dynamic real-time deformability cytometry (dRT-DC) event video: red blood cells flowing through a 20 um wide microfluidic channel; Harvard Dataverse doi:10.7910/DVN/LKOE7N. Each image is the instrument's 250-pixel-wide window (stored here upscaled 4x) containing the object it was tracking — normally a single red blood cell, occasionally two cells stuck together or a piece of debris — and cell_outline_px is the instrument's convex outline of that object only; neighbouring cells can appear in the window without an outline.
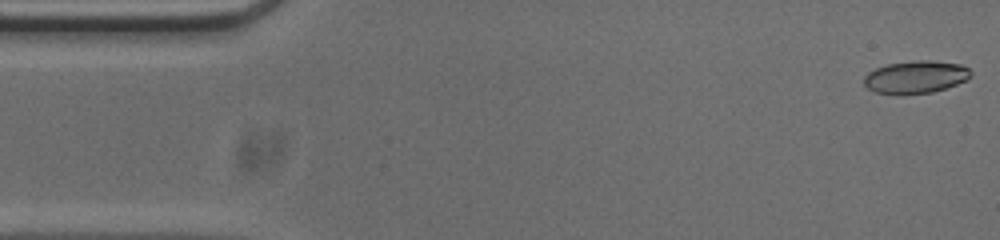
{"species": "common noctule bat (a hibernating species)", "species_latin": "Nyctalus noctula", "temperature_condition": "cold", "stored_images_in_passage": 52, "camera_frame_rate_fps": 3000, "um_per_image_px": 0.085, "animal": {"sex": "male", "body_mass_g": 20.0, "forearm_length_mm": 53.3}, "frame": {"image": 1, "passage_image": 1, "time_ms": 0.0, "image_size_px": [1000, 240], "cell_outline_px": [[972, 76], [968, 80], [932, 92], [876, 92], [868, 88], [864, 84], [864, 76], [868, 72], [876, 68], [888, 64], [916, 60], [928, 60], [960, 64], [968, 68], [972, 72]], "centroid_in_image_um": [77.87, 6.51], "position_along_channel_um": 7.1, "area_um2": 19.71}}
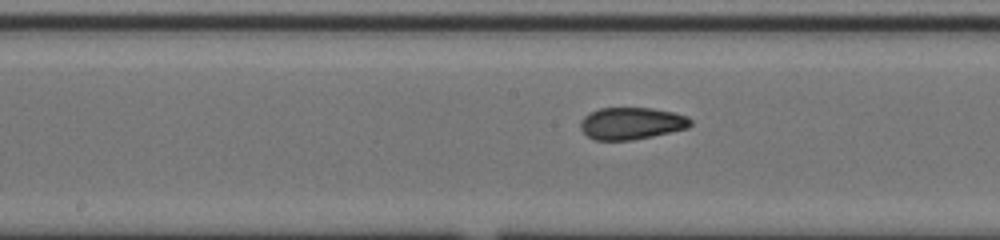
{"frame": {"image": 2, "passage_image": 25, "time_ms": 8.0, "image_size_px": [1000, 240], "cell_outline_px": [[692, 124], [688, 128], [652, 136], [632, 140], [596, 140], [588, 136], [580, 128], [580, 120], [584, 116], [600, 108], [652, 108], [676, 112], [688, 116], [692, 120]], "centroid_in_image_um": [53.71, 10.48], "position_along_channel_um": 194.5, "area_um2": 20.63}}
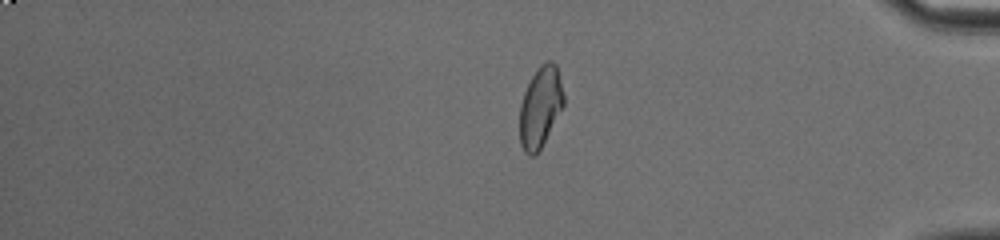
{"frame": {"image": 3, "passage_image": 43, "time_ms": 14.0, "image_size_px": [1000, 240], "cell_outline_px": [[564, 104], [540, 148], [532, 156], [528, 156], [524, 152], [520, 144], [520, 104], [524, 92], [532, 76], [540, 64], [548, 60], [552, 60], [556, 64], [564, 96]], "centroid_in_image_um": [45.91, 9.07], "position_along_channel_um": 389.3, "area_um2": 20.4}, "authors_computed_cell_mechanics": {"area_um2": 20.7791, "velocity_mm_per_s": 3.7811, "shape_relaxation_time_tau1_ms": 8.0796, "shape_relaxation_time_tau2_ms": 1.3001, "deformation_change_tau1": 0.1826, "deformation_change_tau2": 0.0611}}